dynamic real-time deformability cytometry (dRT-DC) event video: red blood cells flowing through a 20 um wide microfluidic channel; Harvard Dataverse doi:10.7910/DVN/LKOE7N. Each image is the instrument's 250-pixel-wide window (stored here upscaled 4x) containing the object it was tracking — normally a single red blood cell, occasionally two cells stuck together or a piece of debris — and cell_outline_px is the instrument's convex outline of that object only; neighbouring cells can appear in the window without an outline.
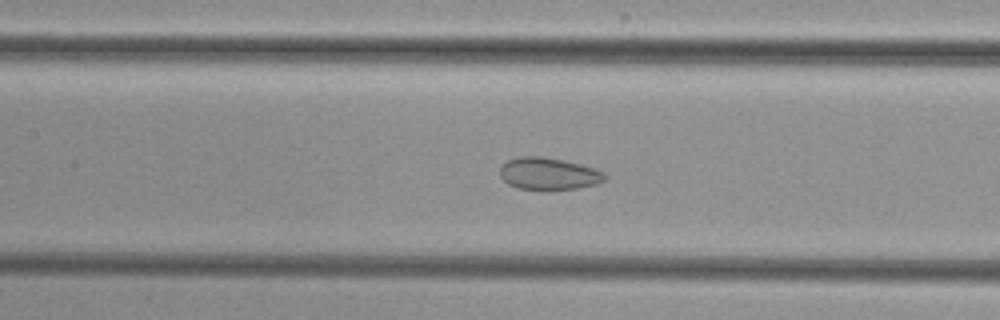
{"species": "common noctule bat (a hibernating species)", "species_latin": "Nyctalus noctula", "temperature_condition": "cold", "stored_images_in_passage": 53, "camera_frame_rate_fps": 3000, "um_per_image_px": 0.085, "animal": {"sex": "female", "body_mass_g": 29.2, "forearm_length_mm": 56.3}, "frame": {"image": 1, "passage_image": 24, "time_ms": 7.667, "image_size_px": [1000, 320], "cell_outline_px": [[608, 176], [604, 180], [596, 184], [576, 188], [544, 192], [516, 188], [508, 184], [500, 176], [500, 164], [508, 160], [520, 156], [540, 156], [564, 160], [580, 164], [604, 172]], "centroid_in_image_um": [46.59, 14.79], "position_along_channel_um": 160.8, "area_um2": 20.17}}
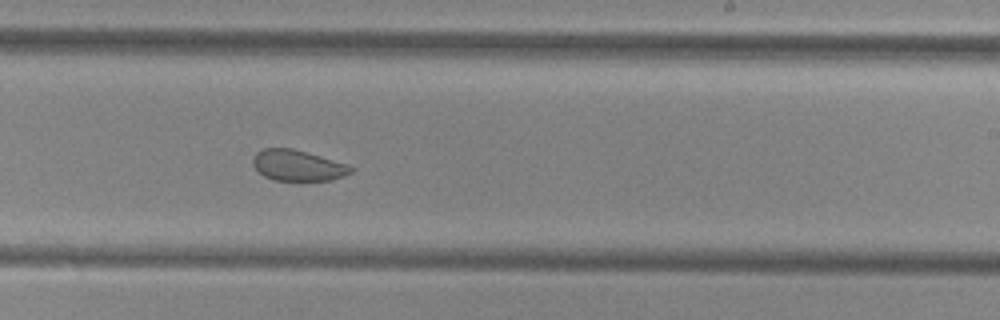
{"frame": {"image": 2, "passage_image": 32, "time_ms": 10.333, "image_size_px": [1000, 320], "cell_outline_px": [[352, 172], [344, 176], [332, 180], [276, 180], [264, 176], [252, 164], [252, 156], [256, 152], [264, 148], [292, 148], [320, 156], [344, 164], [352, 168]], "centroid_in_image_um": [25.26, 14.06], "position_along_channel_um": 263.7, "area_um2": 17.34}}
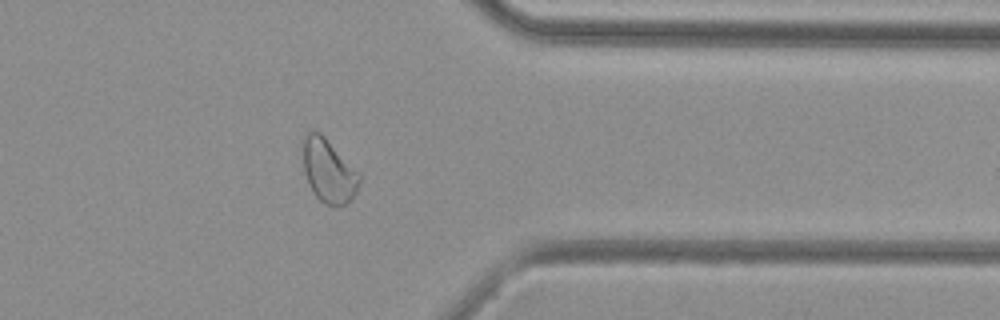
{"frame": {"image": 3, "passage_image": 42, "time_ms": 13.667, "image_size_px": [1000, 320], "cell_outline_px": [[360, 180], [356, 192], [352, 200], [344, 204], [324, 204], [316, 196], [308, 184], [304, 172], [300, 152], [300, 140], [304, 132], [320, 132], [324, 136], [360, 176]], "centroid_in_image_um": [27.83, 14.47], "position_along_channel_um": 383.6, "area_um2": 20.92}}